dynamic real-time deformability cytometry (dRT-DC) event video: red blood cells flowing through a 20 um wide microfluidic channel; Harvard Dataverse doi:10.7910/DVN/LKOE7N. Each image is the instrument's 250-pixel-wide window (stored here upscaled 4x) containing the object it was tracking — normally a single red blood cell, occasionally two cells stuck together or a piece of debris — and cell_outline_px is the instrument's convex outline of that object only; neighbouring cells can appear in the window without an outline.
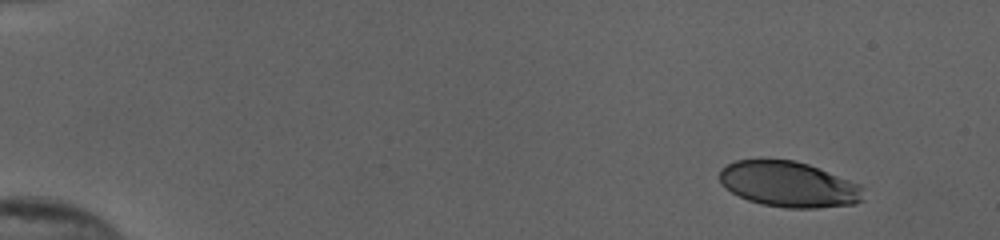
{"species": "human", "species_latin": "Homo sapiens", "temperature_condition": "cold", "stored_images_in_passage": 50, "camera_frame_rate_fps": 3000, "um_per_image_px": 0.085, "donor": {"sex": "female"}, "frame": {"image": 1, "passage_image": 1, "time_ms": 0.0, "image_size_px": [1000, 240], "cell_outline_px": [[864, 200], [856, 204], [816, 208], [784, 208], [760, 204], [748, 200], [732, 192], [720, 180], [720, 168], [736, 160], [796, 160], [808, 164], [860, 184], [864, 188]], "centroid_in_image_um": [67.09, 15.68], "position_along_channel_um": 17.9, "area_um2": 38.21}}
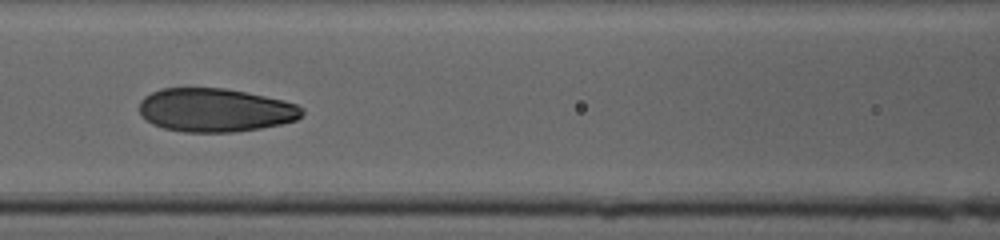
{"frame": {"image": 2, "passage_image": 22, "time_ms": 7.0, "image_size_px": [1000, 240], "cell_outline_px": [[304, 112], [296, 120], [280, 124], [260, 128], [232, 132], [184, 132], [164, 128], [152, 124], [144, 120], [140, 116], [140, 100], [144, 96], [160, 88], [224, 88], [284, 100], [296, 104], [304, 108]], "centroid_in_image_um": [18.26, 9.36], "position_along_channel_um": 148.3, "area_um2": 41.38}}
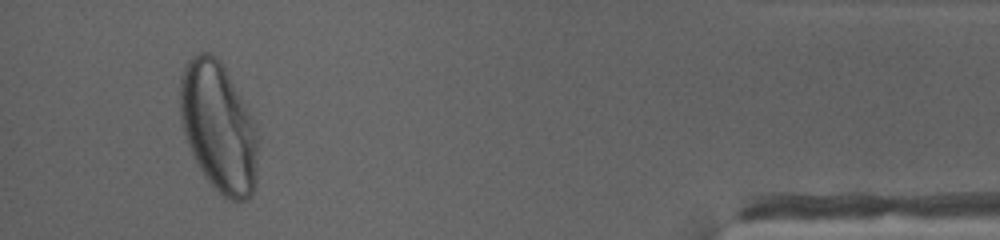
{"frame": {"image": 3, "passage_image": 47, "time_ms": 15.333, "image_size_px": [1000, 240], "cell_outline_px": [[256, 188], [248, 200], [232, 200], [224, 196], [204, 176], [196, 164], [192, 156], [184, 136], [180, 120], [180, 76], [188, 60], [192, 56], [200, 52], [208, 52], [216, 56], [220, 60], [244, 104], [252, 120], [256, 136]], "centroid_in_image_um": [18.53, 10.81], "position_along_channel_um": 416.7, "area_um2": 58.32}, "authors_computed_cell_mechanics": {"area_um2": 40.8068, "velocity_mm_per_s": 3.8758, "shape_relaxation_time_tau1_ms": 3.9516, "shape_relaxation_time_tau2_ms": 0.8734, "deformation_change_tau1": 0.1764, "deformation_change_tau2": 0.059}}